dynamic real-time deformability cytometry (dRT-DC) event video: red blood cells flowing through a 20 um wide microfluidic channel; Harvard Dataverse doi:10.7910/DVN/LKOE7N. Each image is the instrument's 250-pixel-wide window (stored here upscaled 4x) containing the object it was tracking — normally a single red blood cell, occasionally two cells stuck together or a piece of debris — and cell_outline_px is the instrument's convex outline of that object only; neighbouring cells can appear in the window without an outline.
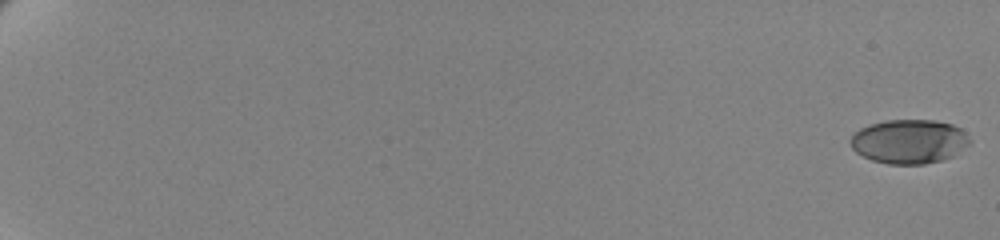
{"species": "human", "species_latin": "Homo sapiens", "temperature_condition": "cold", "stored_images_in_passage": 63, "camera_frame_rate_fps": 3000, "um_per_image_px": 0.085, "donor": {"sex": "female"}, "frame": {"image": 1, "passage_image": 1, "time_ms": 0.0, "image_size_px": [1000, 240], "cell_outline_px": [[972, 144], [952, 156], [944, 160], [924, 164], [888, 164], [872, 160], [856, 152], [852, 148], [848, 140], [860, 128], [872, 124], [888, 120], [932, 120], [952, 124], [960, 128], [972, 140]], "centroid_in_image_um": [77.31, 12.03], "position_along_channel_um": 7.7, "area_um2": 30.81}}
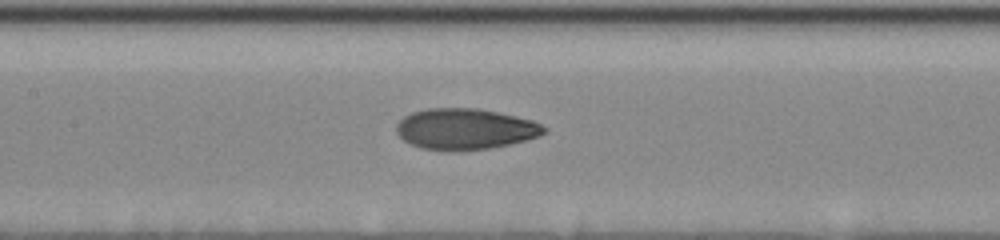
{"frame": {"image": 2, "passage_image": 35, "time_ms": 11.333, "image_size_px": [1000, 240], "cell_outline_px": [[548, 132], [540, 136], [528, 140], [492, 148], [420, 148], [404, 140], [396, 132], [396, 124], [404, 116], [412, 112], [428, 108], [476, 108], [516, 116], [532, 120], [548, 128]], "centroid_in_image_um": [39.59, 10.93], "position_along_channel_um": 167.8, "area_um2": 34.62}}
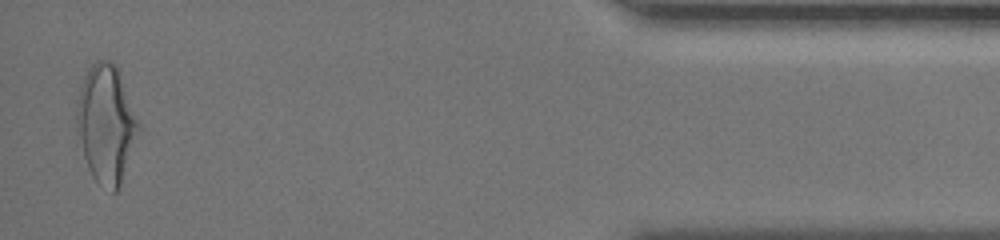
{"frame": {"image": 3, "passage_image": 62, "time_ms": 20.333, "image_size_px": [1000, 240], "cell_outline_px": [[140, 128], [120, 184], [116, 192], [112, 192], [96, 180], [92, 176], [76, 144], [76, 100], [80, 84], [88, 68], [92, 64], [100, 60], [108, 60], [116, 64], [120, 72], [140, 124]], "centroid_in_image_um": [8.97, 10.5], "position_along_channel_um": 426.2, "area_um2": 42.95}, "authors_computed_cell_mechanics": {"area_um2": 34.2176, "velocity_mm_per_s": 3.4666, "shape_relaxation_time_tau1_ms": 3.9208, "shape_relaxation_time_tau2_ms": 1.8047, "deformation_change_tau1": 0.154, "deformation_change_tau2": 0.0753}}